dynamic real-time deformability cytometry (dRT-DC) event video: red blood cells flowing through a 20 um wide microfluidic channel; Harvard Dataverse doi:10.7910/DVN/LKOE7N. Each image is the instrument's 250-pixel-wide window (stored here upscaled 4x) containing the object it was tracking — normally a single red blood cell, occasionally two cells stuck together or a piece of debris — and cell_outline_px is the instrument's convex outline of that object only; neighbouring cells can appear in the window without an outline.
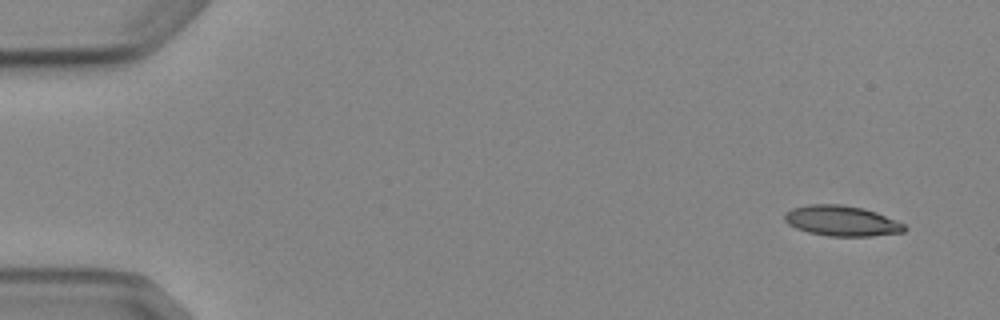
{"species": "Egyptian fruit bat (a non-hibernating species)", "species_latin": "Rousettus aegyptiacus", "temperature_condition": "cold", "stored_images_in_passage": 4, "camera_frame_rate_fps": 3000, "um_per_image_px": 0.085, "animal": {"sex": "female"}, "frame": {"image": 1, "passage_image": 1, "time_ms": 0.0, "image_size_px": [1000, 320], "cell_outline_px": [[908, 228], [904, 232], [872, 236], [828, 236], [808, 232], [796, 228], [788, 224], [784, 220], [784, 216], [792, 208], [808, 204], [840, 204], [864, 208], [876, 212], [904, 224]], "centroid_in_image_um": [71.55, 18.77], "position_along_channel_um": 13.5, "area_um2": 21.21}}
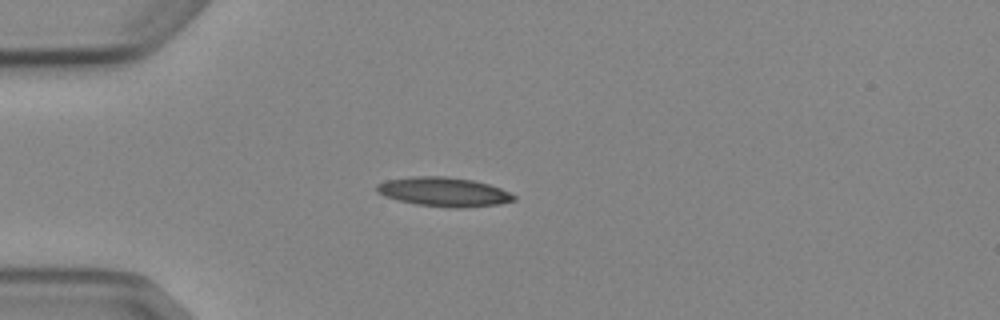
{"frame": {"image": 2, "passage_image": 4, "time_ms": 3.667, "image_size_px": [1000, 320], "cell_outline_px": [[516, 200], [500, 204], [460, 208], [452, 208], [416, 204], [396, 200], [384, 196], [376, 192], [376, 184], [388, 180], [412, 176], [444, 176], [472, 180], [488, 184], [500, 188], [516, 196]], "centroid_in_image_um": [37.7, 16.31], "position_along_channel_um": 47.3, "area_um2": 23.35}}